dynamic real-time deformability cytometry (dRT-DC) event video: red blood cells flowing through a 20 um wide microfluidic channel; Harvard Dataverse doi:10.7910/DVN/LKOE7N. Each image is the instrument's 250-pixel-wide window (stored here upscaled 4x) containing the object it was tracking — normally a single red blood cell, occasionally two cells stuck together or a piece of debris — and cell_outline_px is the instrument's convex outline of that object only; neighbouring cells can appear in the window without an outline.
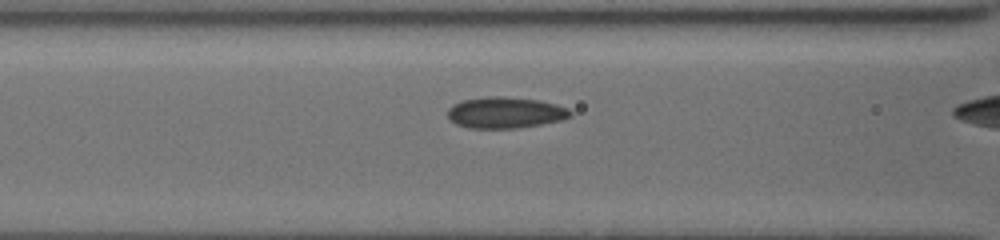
{"species": "common noctule bat (a hibernating species)", "species_latin": "Nyctalus noctula", "temperature_condition": "cold", "stored_images_in_passage": 11, "camera_frame_rate_fps": 3000, "um_per_image_px": 0.085, "animal": {"sex": "female", "body_mass_g": 19.5, "forearm_length_mm": 54.1}, "frame": {"image": 1, "passage_image": 10, "time_ms": 3.0, "image_size_px": [1000, 240], "cell_outline_px": [[568, 112], [564, 116], [544, 120], [520, 124], [468, 124], [456, 120], [452, 116], [452, 112], [460, 104], [480, 100], [512, 100], [540, 104], [556, 108]], "centroid_in_image_um": [42.86, 9.55], "position_along_channel_um": 123.7, "area_um2": 15.55}}